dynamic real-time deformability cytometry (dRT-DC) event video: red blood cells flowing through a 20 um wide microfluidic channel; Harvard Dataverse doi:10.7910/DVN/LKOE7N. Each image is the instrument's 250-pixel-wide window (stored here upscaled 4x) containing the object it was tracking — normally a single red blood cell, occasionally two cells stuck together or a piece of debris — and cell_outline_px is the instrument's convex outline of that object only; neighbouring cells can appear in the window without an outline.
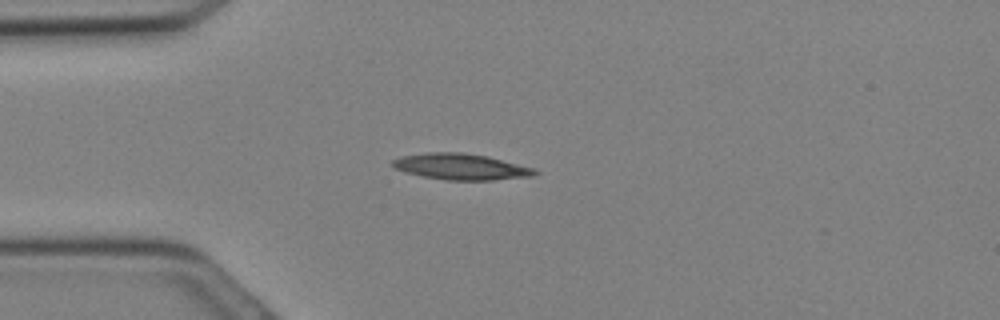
{"species": "Egyptian fruit bat (a non-hibernating species)", "species_latin": "Rousettus aegyptiacus", "temperature_condition": "cold", "stored_images_in_passage": 13, "camera_frame_rate_fps": 3000, "um_per_image_px": 0.085, "animal": {"sex": "female"}, "frame": {"image": 1, "passage_image": 8, "time_ms": 2.333, "image_size_px": [1000, 320], "cell_outline_px": [[540, 172], [532, 176], [492, 180], [444, 180], [404, 172], [392, 168], [392, 160], [400, 156], [424, 152], [464, 152], [488, 156], [536, 168]], "centroid_in_image_um": [39.17, 14.16], "position_along_channel_um": 45.8, "area_um2": 21.96}}
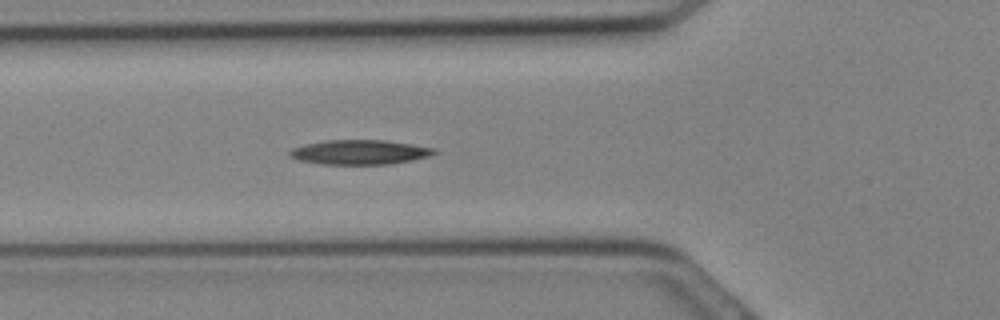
{"frame": {"image": 2, "passage_image": 11, "time_ms": 3.333, "image_size_px": [1000, 320], "cell_outline_px": [[440, 152], [432, 156], [392, 164], [324, 164], [300, 160], [288, 156], [288, 152], [292, 148], [304, 144], [324, 140], [384, 140], [412, 144], [436, 148]], "centroid_in_image_um": [30.62, 12.93], "position_along_channel_um": 95.2, "area_um2": 20.92}}
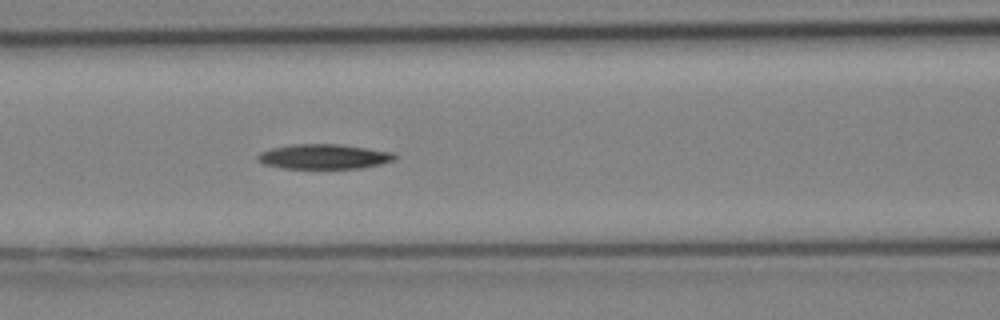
{"frame": {"image": 3, "passage_image": 13, "time_ms": 4.0, "image_size_px": [1000, 320], "cell_outline_px": [[400, 156], [396, 160], [380, 164], [360, 168], [280, 168], [264, 164], [256, 160], [256, 156], [260, 152], [272, 148], [292, 144], [340, 144], [396, 152]], "centroid_in_image_um": [27.58, 13.3], "position_along_channel_um": 139.0, "area_um2": 20.11}}